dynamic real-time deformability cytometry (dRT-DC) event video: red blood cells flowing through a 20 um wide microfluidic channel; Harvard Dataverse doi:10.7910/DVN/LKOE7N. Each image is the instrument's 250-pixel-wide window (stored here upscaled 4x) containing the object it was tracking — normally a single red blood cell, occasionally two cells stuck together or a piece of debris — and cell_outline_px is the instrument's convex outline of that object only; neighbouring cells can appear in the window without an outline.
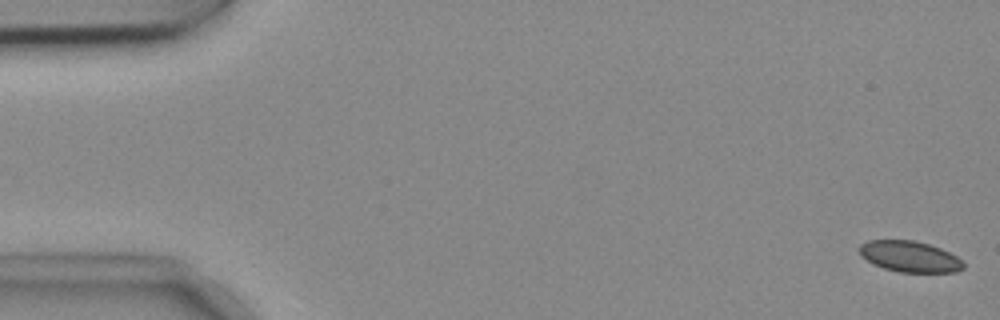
{"species": "common noctule bat (a hibernating species)", "species_latin": "Nyctalus noctula", "temperature_condition": "cold", "stored_images_in_passage": 55, "segment_of_instrument_passage": [1, 2], "camera_frame_rate_fps": 3000, "um_per_image_px": 0.085, "animal": {"sex": "female", "body_mass_g": 18.4}, "frame": {"image": 1, "passage_image": 1, "time_ms": 0.0, "image_size_px": [1000, 320], "cell_outline_px": [[964, 268], [956, 272], [900, 272], [884, 268], [872, 264], [860, 256], [856, 248], [860, 244], [868, 240], [912, 240], [928, 244], [940, 248], [964, 260]], "centroid_in_image_um": [77.28, 21.8], "position_along_channel_um": 7.7, "area_um2": 19.02}}
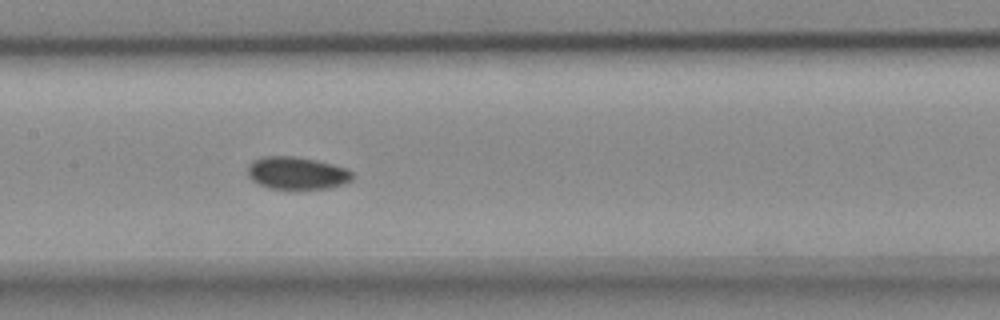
{"frame": {"image": 2, "passage_image": 26, "time_ms": 8.333, "image_size_px": [1000, 320], "cell_outline_px": [[352, 180], [344, 184], [328, 188], [268, 188], [252, 180], [248, 176], [248, 164], [252, 160], [264, 156], [296, 156], [316, 160], [348, 168], [352, 172]], "centroid_in_image_um": [25.23, 14.69], "position_along_channel_um": 182.2, "area_um2": 19.83}}
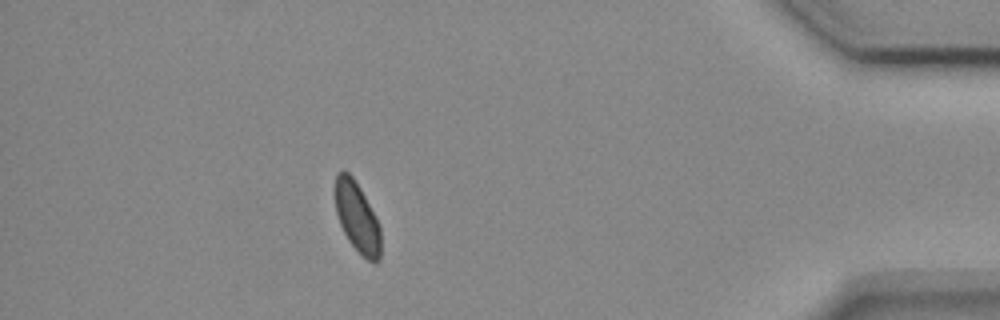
{"frame": {"image": 3, "passage_image": 48, "time_ms": 15.667, "image_size_px": [1000, 320], "cell_outline_px": [[380, 260], [376, 264], [368, 260], [348, 240], [340, 224], [336, 212], [336, 172], [348, 172], [352, 176], [360, 188], [376, 216], [380, 224]], "centroid_in_image_um": [30.38, 18.49], "position_along_channel_um": 404.8, "area_um2": 18.38}}